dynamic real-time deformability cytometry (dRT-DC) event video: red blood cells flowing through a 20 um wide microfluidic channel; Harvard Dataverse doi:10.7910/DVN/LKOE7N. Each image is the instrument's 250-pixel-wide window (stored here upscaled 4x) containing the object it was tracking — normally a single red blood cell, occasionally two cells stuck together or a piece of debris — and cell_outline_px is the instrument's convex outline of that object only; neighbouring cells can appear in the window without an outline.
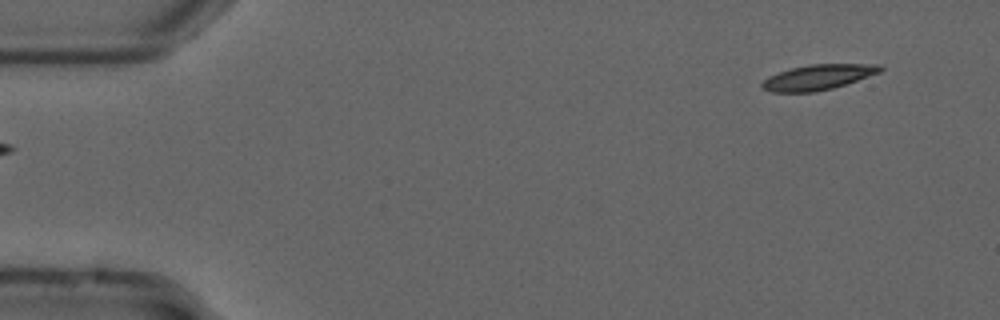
{"species": "common noctule bat (a hibernating species)", "species_latin": "Nyctalus noctula", "temperature_condition": "cold", "stored_images_in_passage": 8, "camera_frame_rate_fps": 3000, "um_per_image_px": 0.085, "animal": {"sex": "male", "forearm_length_mm": 52.5}, "frame": {"image": 1, "passage_image": 1, "time_ms": 0.0, "image_size_px": [1000, 320], "cell_outline_px": [[884, 68], [880, 72], [832, 88], [816, 92], [772, 92], [764, 88], [760, 84], [768, 76], [792, 68], [808, 64], [880, 64]], "centroid_in_image_um": [69.53, 6.55], "position_along_channel_um": 15.5, "area_um2": 17.17}}